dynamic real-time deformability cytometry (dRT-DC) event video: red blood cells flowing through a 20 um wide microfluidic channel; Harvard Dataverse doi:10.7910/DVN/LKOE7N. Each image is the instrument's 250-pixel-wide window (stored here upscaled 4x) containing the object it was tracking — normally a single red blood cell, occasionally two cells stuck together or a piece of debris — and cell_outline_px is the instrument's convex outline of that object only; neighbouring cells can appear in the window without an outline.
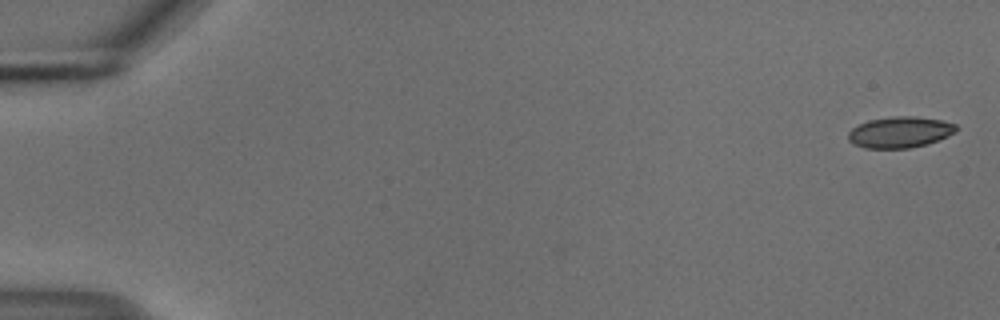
{"species": "common noctule bat (a hibernating species)", "species_latin": "Nyctalus noctula", "temperature_condition": "cold", "stored_images_in_passage": 5, "camera_frame_rate_fps": 3000, "um_per_image_px": 0.085, "animal": {"sex": "male", "body_mass_g": 18.8}, "frame": {"image": 1, "passage_image": 1, "time_ms": 0.0, "image_size_px": [1000, 320], "cell_outline_px": [[956, 132], [948, 136], [928, 144], [908, 148], [864, 148], [852, 144], [848, 140], [848, 132], [852, 128], [868, 120], [892, 116], [916, 116], [940, 120], [956, 124]], "centroid_in_image_um": [76.47, 11.24], "position_along_channel_um": 8.5, "area_um2": 19.65}}
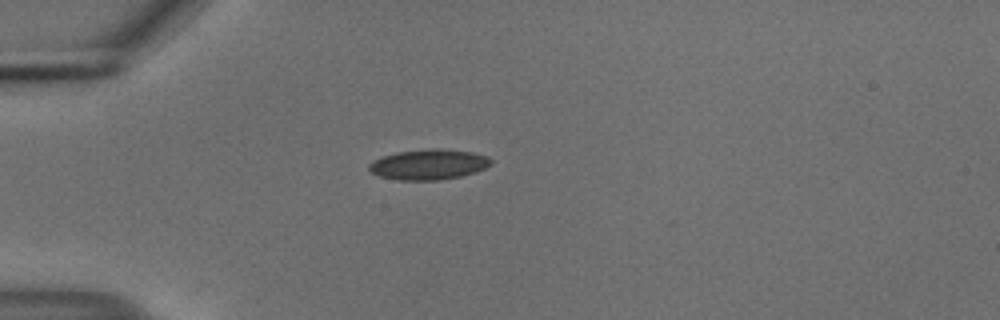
{"frame": {"image": 2, "passage_image": 5, "time_ms": 1.333, "image_size_px": [1000, 320], "cell_outline_px": [[492, 164], [476, 172], [460, 176], [436, 180], [396, 180], [380, 176], [372, 172], [368, 168], [368, 164], [372, 160], [396, 152], [436, 148], [440, 148], [472, 152], [488, 156], [492, 160]], "centroid_in_image_um": [36.44, 13.97], "position_along_channel_um": 48.6, "area_um2": 21.56}}